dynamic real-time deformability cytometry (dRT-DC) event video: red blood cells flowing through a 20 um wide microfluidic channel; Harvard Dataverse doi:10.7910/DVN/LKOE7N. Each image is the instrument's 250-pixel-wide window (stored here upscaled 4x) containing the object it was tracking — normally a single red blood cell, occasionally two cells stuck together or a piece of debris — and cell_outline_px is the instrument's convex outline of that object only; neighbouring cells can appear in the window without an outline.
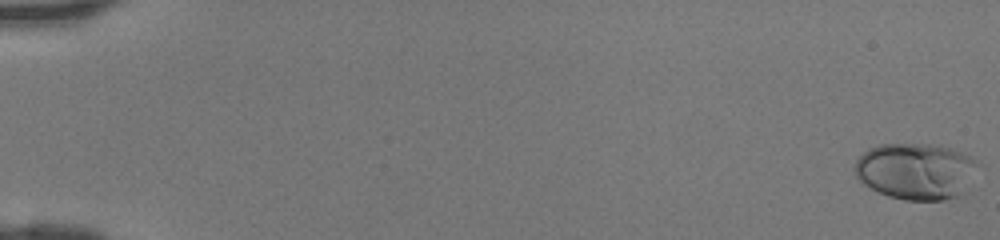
{"species": "human", "species_latin": "Homo sapiens", "temperature_condition": "room temperature", "stored_images_in_passage": 47, "camera_frame_rate_fps": 3000, "um_per_image_px": 0.085, "donor": {"sex": "female"}, "frame": {"image": 1, "passage_image": 1, "time_ms": 0.0, "image_size_px": [1000, 240], "cell_outline_px": [[976, 164], [960, 192], [956, 196], [944, 200], [904, 200], [888, 196], [864, 184], [856, 176], [856, 160], [868, 148], [880, 144], [940, 144], [972, 156]], "centroid_in_image_um": [77.77, 14.52], "position_along_channel_um": 7.2, "area_um2": 39.65}}
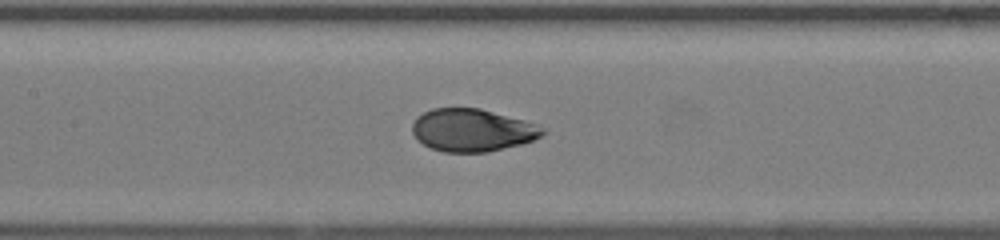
{"frame": {"image": 2, "passage_image": 24, "time_ms": 7.667, "image_size_px": [1000, 240], "cell_outline_px": [[548, 132], [532, 140], [520, 144], [488, 152], [444, 152], [432, 148], [416, 140], [412, 132], [412, 124], [416, 116], [432, 108], [480, 108], [524, 120], [544, 128]], "centroid_in_image_um": [40.11, 11.06], "position_along_channel_um": 167.3, "area_um2": 32.37}}
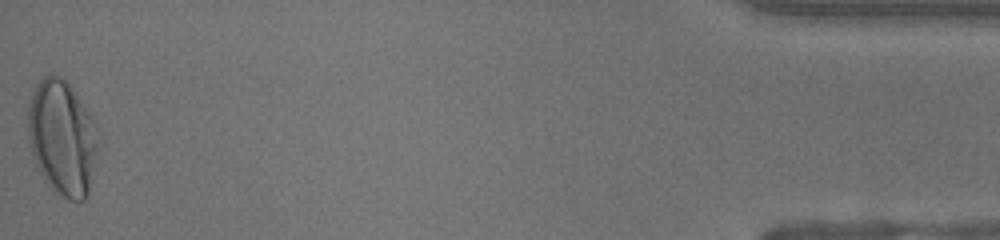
{"frame": {"image": 3, "passage_image": 47, "time_ms": 15.333, "image_size_px": [1000, 240], "cell_outline_px": [[100, 148], [88, 196], [84, 200], [68, 200], [56, 192], [44, 180], [36, 164], [32, 152], [28, 136], [28, 100], [36, 84], [44, 76], [60, 76], [68, 84], [92, 116], [100, 132]], "centroid_in_image_um": [5.33, 11.73], "position_along_channel_um": 429.9, "area_um2": 47.69}}